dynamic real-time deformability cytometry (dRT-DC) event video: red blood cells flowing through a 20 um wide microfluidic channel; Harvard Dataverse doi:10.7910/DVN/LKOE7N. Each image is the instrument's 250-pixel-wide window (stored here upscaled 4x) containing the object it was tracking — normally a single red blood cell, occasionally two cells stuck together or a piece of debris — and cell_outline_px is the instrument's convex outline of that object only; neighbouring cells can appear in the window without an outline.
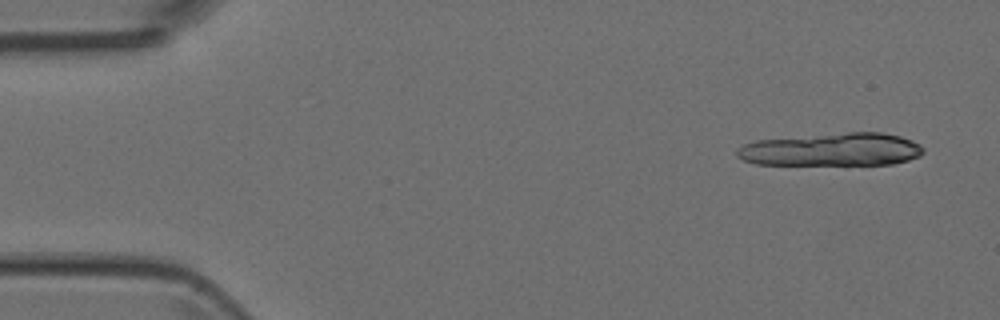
{"species": "Egyptian fruit bat (a non-hibernating species)", "species_latin": "Rousettus aegyptiacus", "temperature_condition": "room temperature", "stored_images_in_passage": 3, "camera_frame_rate_fps": 3000, "um_per_image_px": 0.085, "animal": {"sex": "female"}, "frame": {"image": 1, "passage_image": 1, "time_ms": 0.0, "image_size_px": [1000, 320], "cell_outline_px": [[924, 152], [920, 156], [908, 160], [892, 164], [756, 164], [744, 160], [736, 156], [736, 148], [744, 144], [756, 140], [848, 132], [880, 132], [900, 136], [912, 140], [920, 144], [924, 148]], "centroid_in_image_um": [70.72, 12.71], "position_along_channel_um": 14.3, "area_um2": 35.78}}